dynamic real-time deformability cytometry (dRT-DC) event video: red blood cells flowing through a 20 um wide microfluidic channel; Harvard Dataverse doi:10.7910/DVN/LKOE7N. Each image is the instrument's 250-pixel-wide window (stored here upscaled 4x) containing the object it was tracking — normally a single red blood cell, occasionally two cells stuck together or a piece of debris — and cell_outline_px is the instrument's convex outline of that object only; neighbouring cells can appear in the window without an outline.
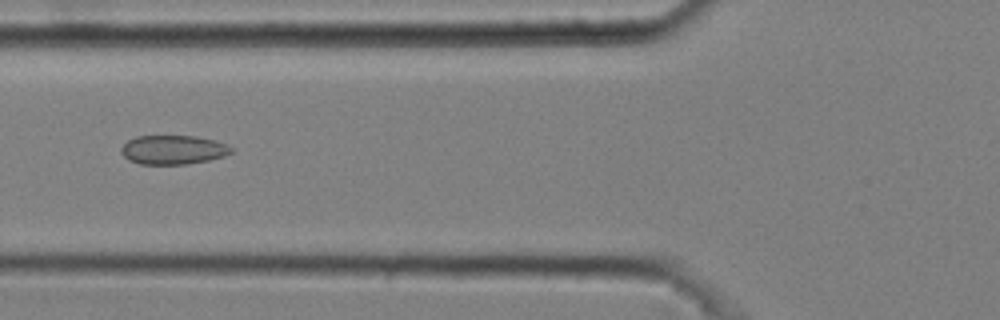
{"species": "common noctule bat (a hibernating species)", "species_latin": "Nyctalus noctula", "temperature_condition": "cold", "stored_images_in_passage": 10, "camera_frame_rate_fps": 3000, "um_per_image_px": 0.085, "animal": {"sex": "male", "body_mass_g": 20.4}, "frame": {"image": 1, "passage_image": 5, "time_ms": 1.333, "image_size_px": [1000, 320], "cell_outline_px": [[236, 152], [224, 156], [208, 160], [184, 164], [140, 164], [128, 160], [120, 152], [120, 148], [128, 140], [136, 136], [196, 136], [216, 140], [228, 144]], "centroid_in_image_um": [14.74, 12.72], "position_along_channel_um": 111.1, "area_um2": 18.84}}
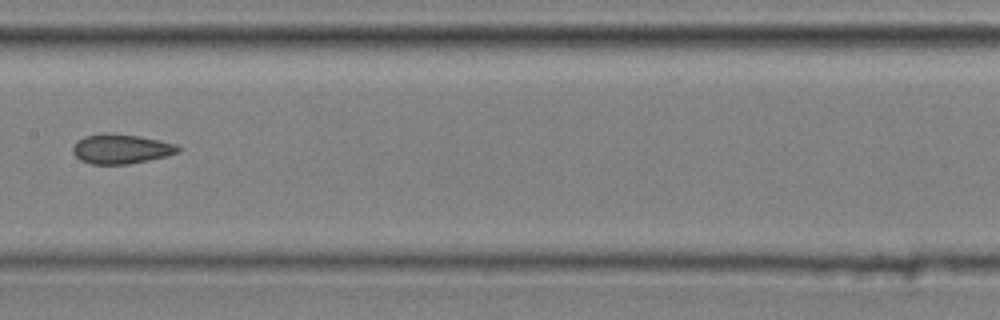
{"frame": {"image": 2, "passage_image": 7, "time_ms": 2.0, "image_size_px": [1000, 320], "cell_outline_px": [[180, 152], [148, 160], [128, 164], [92, 164], [80, 160], [72, 152], [72, 148], [76, 140], [84, 136], [104, 132], [140, 136], [160, 140], [176, 144], [180, 148]], "centroid_in_image_um": [10.26, 12.64], "position_along_channel_um": 197.1, "area_um2": 18.26}}
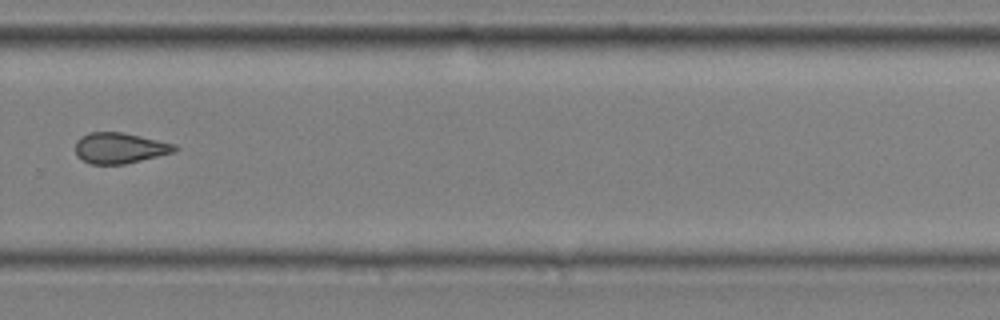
{"frame": {"image": 3, "passage_image": 10, "time_ms": 3.0, "image_size_px": [1000, 320], "cell_outline_px": [[180, 148], [176, 152], [124, 164], [88, 164], [76, 156], [76, 140], [80, 136], [88, 132], [124, 132], [176, 144]], "centroid_in_image_um": [10.18, 12.58], "position_along_channel_um": 319.6, "area_um2": 18.09}}